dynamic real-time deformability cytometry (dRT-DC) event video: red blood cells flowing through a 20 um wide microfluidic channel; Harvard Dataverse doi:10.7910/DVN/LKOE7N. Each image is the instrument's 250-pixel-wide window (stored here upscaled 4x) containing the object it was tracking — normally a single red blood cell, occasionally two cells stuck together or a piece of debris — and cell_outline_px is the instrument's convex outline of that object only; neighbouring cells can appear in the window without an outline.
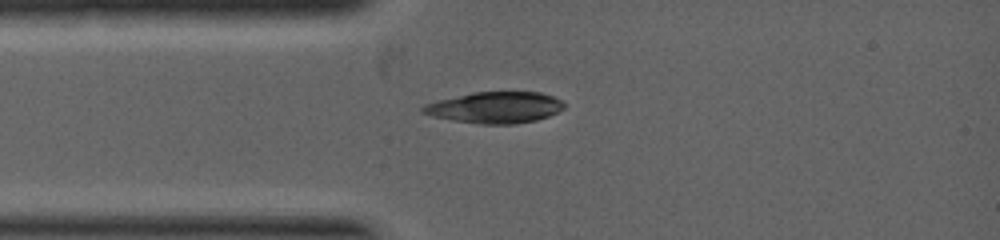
{"species": "common noctule bat (a hibernating species)", "species_latin": "Nyctalus noctula", "temperature_condition": "warm", "stored_images_in_passage": 1, "camera_frame_rate_fps": 5000, "um_per_image_px": 0.085, "animal": {"sex": "female", "body_mass_g": 19.0, "forearm_length_mm": 53.3}, "frame": {"image": 1, "passage_image": 1, "time_ms": 0.0, "image_size_px": [1000, 240], "cell_outline_px": [[564, 108], [548, 116], [536, 120], [512, 124], [480, 124], [432, 116], [420, 112], [420, 108], [424, 104], [436, 100], [472, 92], [540, 92], [552, 96], [560, 100], [564, 104]], "centroid_in_image_um": [42.04, 9.13], "position_along_channel_um": 43.0, "area_um2": 25.66}}